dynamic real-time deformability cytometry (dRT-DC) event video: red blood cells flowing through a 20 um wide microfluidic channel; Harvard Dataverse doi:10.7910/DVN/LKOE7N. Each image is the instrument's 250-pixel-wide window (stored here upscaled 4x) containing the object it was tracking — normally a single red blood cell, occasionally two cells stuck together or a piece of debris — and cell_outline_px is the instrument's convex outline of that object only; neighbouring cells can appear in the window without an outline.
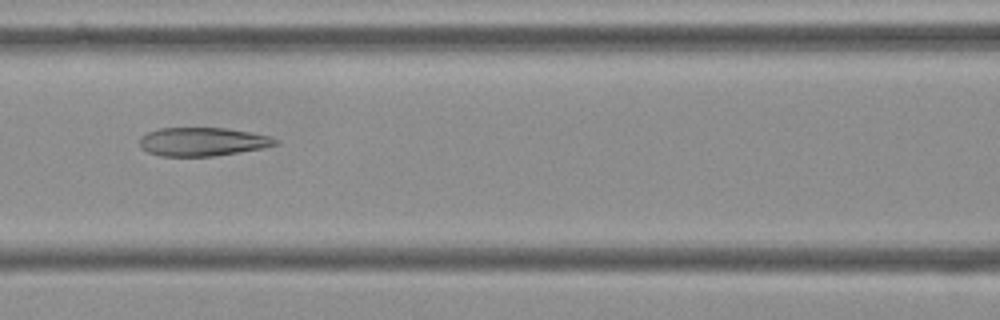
{"species": "Egyptian fruit bat (a non-hibernating species)", "species_latin": "Rousettus aegyptiacus", "temperature_condition": "cold", "stored_images_in_passage": 7, "camera_frame_rate_fps": 3000, "um_per_image_px": 0.085, "frame": {"image": 1, "passage_image": 4, "time_ms": 1.0, "image_size_px": [1000, 320], "cell_outline_px": [[280, 144], [264, 148], [212, 156], [160, 156], [148, 152], [140, 148], [140, 136], [148, 132], [160, 128], [228, 128], [252, 132], [268, 136], [280, 140]], "centroid_in_image_um": [17.24, 12.04], "position_along_channel_um": 149.4, "area_um2": 22.72}}
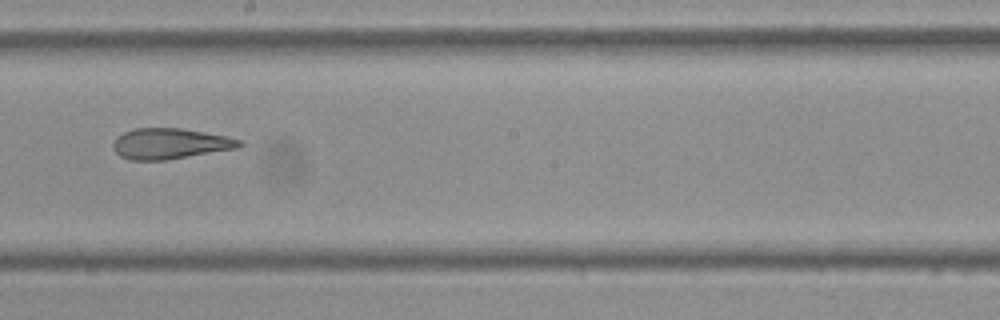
{"frame": {"image": 2, "passage_image": 6, "time_ms": 1.667, "image_size_px": [1000, 320], "cell_outline_px": [[244, 144], [236, 148], [168, 160], [128, 160], [120, 156], [112, 148], [112, 144], [116, 136], [124, 132], [136, 128], [180, 128], [204, 132], [224, 136], [240, 140]], "centroid_in_image_um": [14.39, 12.21], "position_along_channel_um": 233.8, "area_um2": 22.54}}
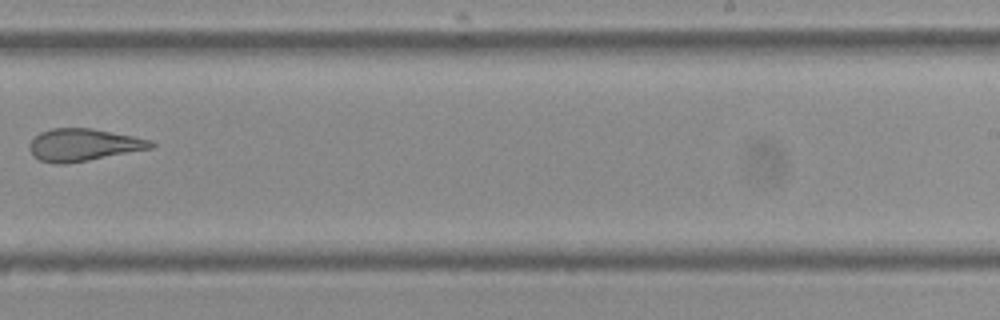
{"frame": {"image": 3, "passage_image": 7, "time_ms": 2.0, "image_size_px": [1000, 320], "cell_outline_px": [[156, 144], [152, 148], [88, 160], [64, 164], [52, 164], [40, 160], [32, 156], [28, 148], [28, 144], [40, 132], [52, 128], [92, 128], [152, 140]], "centroid_in_image_um": [7.05, 12.32], "position_along_channel_um": 281.9, "area_um2": 22.89}}